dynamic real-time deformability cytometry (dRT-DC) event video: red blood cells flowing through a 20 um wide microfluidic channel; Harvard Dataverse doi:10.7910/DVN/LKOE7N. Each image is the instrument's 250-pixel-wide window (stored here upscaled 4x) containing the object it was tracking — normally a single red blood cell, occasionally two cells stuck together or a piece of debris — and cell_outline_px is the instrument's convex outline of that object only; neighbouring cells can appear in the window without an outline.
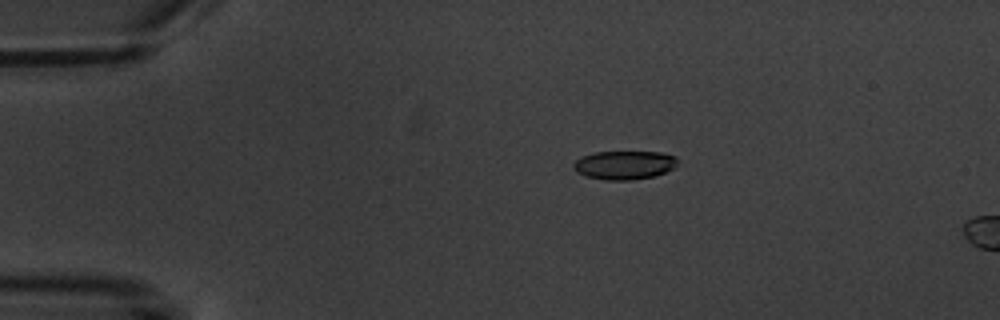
{"species": "common noctule bat (a hibernating species)", "species_latin": "Nyctalus noctula", "temperature_condition": "warm", "stored_images_in_passage": 5, "camera_frame_rate_fps": 3000, "um_per_image_px": 0.085, "animal": {"sex": "male", "body_mass_g": 20.1, "forearm_length_mm": 53.5}, "frame": {"image": 1, "passage_image": 3, "time_ms": 3.667, "image_size_px": [1000, 320], "cell_outline_px": [[676, 164], [672, 168], [656, 176], [632, 180], [604, 180], [584, 176], [576, 172], [572, 168], [572, 164], [576, 160], [584, 156], [596, 152], [660, 152], [676, 156]], "centroid_in_image_um": [53.03, 14.04], "position_along_channel_um": 32.0, "area_um2": 17.4}}